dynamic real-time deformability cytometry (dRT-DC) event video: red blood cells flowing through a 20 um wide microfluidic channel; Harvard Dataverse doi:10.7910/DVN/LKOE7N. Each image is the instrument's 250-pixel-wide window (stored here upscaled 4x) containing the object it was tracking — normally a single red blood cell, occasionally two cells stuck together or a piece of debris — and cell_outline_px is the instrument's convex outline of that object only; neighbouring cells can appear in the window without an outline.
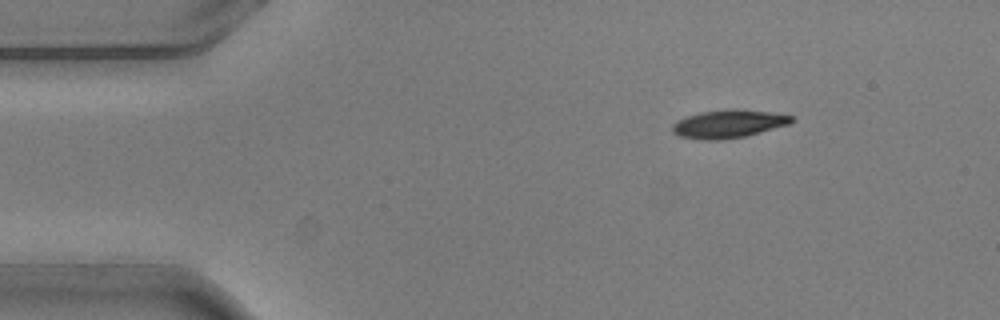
{"species": "common noctule bat (a hibernating species)", "species_latin": "Nyctalus noctula", "temperature_condition": "warm", "stored_images_in_passage": 3, "camera_frame_rate_fps": 3000, "um_per_image_px": 0.085, "animal": {"sex": "male", "body_mass_g": 20.5, "forearm_length_mm": 52.5}, "frame": {"image": 1, "passage_image": 1, "time_ms": 0.0, "image_size_px": [1000, 320], "cell_outline_px": [[796, 120], [788, 124], [760, 132], [744, 136], [724, 140], [700, 140], [680, 136], [672, 132], [672, 124], [688, 116], [704, 112], [768, 112], [792, 116]], "centroid_in_image_um": [61.89, 10.6], "position_along_channel_um": 23.1, "area_um2": 18.32}}